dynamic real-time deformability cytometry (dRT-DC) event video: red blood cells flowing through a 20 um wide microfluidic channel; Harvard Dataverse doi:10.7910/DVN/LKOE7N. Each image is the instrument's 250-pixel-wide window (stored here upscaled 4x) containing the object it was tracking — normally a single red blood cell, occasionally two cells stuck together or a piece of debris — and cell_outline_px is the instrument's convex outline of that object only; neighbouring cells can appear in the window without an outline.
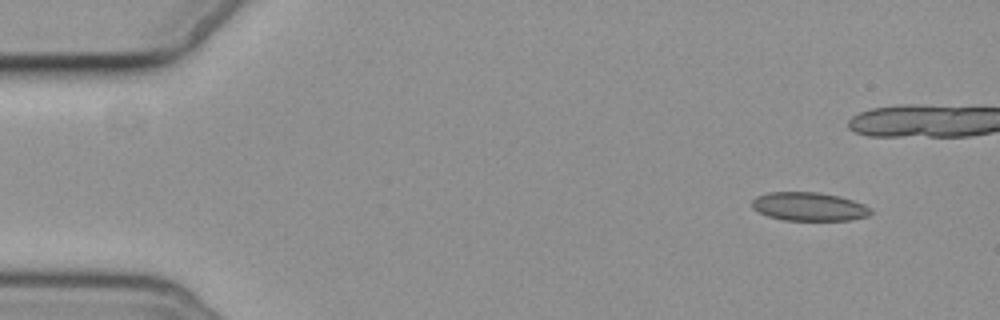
{"species": "common noctule bat (a hibernating species)", "species_latin": "Nyctalus noctula", "temperature_condition": "cold", "stored_images_in_passage": 9, "camera_frame_rate_fps": 3000, "um_per_image_px": 0.085, "animal": {"sex": "female", "body_mass_g": 19.3, "forearm_length_mm": 54.1}, "frame": {"image": 1, "passage_image": 1, "time_ms": 0.0, "image_size_px": [1000, 320], "cell_outline_px": [[872, 212], [868, 216], [852, 220], [784, 220], [768, 216], [752, 208], [752, 200], [756, 196], [768, 192], [816, 192], [840, 196], [864, 204], [872, 208]], "centroid_in_image_um": [68.78, 17.56], "position_along_channel_um": 16.2, "area_um2": 19.83}}
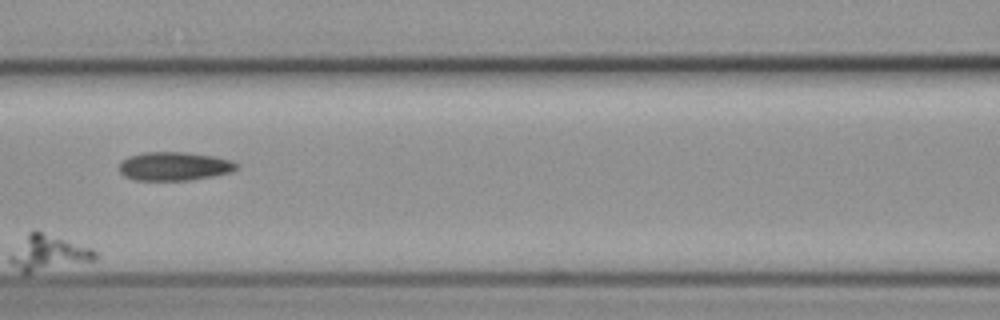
{"frame": {"image": 2, "passage_image": 9, "time_ms": 9.0, "image_size_px": [1000, 320], "cell_outline_px": [[240, 164], [232, 172], [192, 180], [132, 180], [124, 176], [120, 172], [120, 160], [128, 156], [144, 152], [180, 152], [212, 156], [228, 160]], "centroid_in_image_um": [14.77, 14.14], "position_along_channel_um": 151.8, "area_um2": 19.54}}